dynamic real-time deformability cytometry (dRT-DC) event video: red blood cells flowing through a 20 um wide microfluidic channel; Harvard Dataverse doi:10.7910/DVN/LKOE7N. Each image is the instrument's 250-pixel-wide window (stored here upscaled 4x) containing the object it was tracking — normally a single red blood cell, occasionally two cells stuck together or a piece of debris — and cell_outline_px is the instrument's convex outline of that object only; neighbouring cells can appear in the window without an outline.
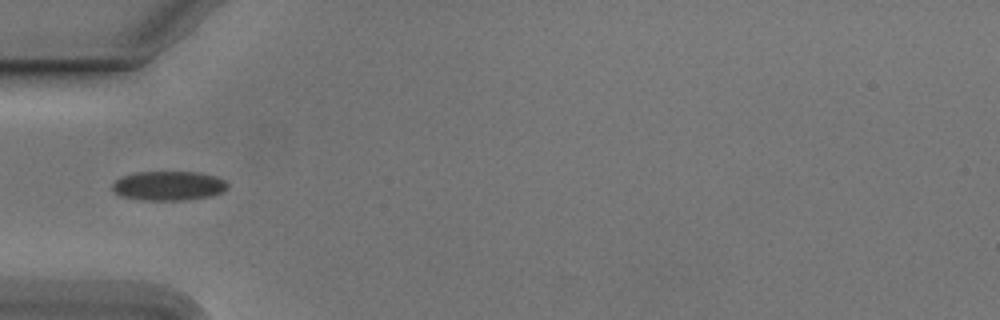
{"species": "Egyptian fruit bat (a non-hibernating species)", "species_latin": "Rousettus aegyptiacus", "temperature_condition": "cold", "stored_images_in_passage": 37, "camera_frame_rate_fps": 3000, "um_per_image_px": 0.085, "animal": {"sex": "male"}, "frame": {"image": 1, "passage_image": 1, "time_ms": 0.0, "image_size_px": [1000, 320], "cell_outline_px": [[228, 188], [224, 192], [212, 196], [188, 200], [140, 200], [120, 196], [112, 188], [112, 184], [116, 180], [124, 176], [136, 172], [200, 172], [216, 176], [224, 180], [228, 184]], "centroid_in_image_um": [14.37, 15.8], "position_along_channel_um": 70.6, "area_um2": 19.88}}
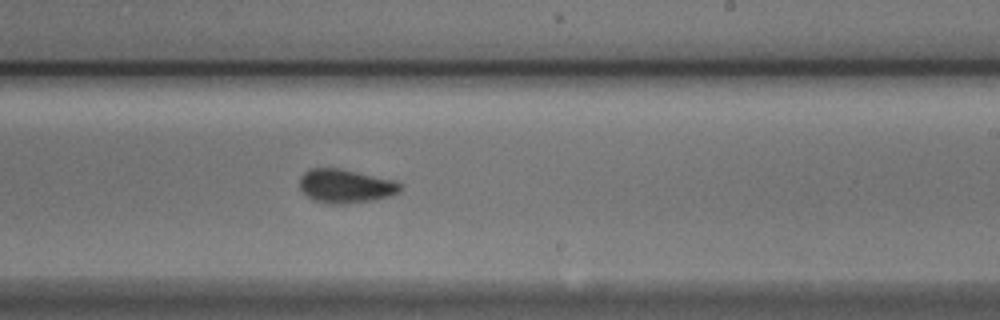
{"frame": {"image": 2, "passage_image": 16, "time_ms": 5.0, "image_size_px": [1000, 320], "cell_outline_px": [[400, 192], [376, 200], [344, 204], [324, 204], [308, 196], [300, 188], [300, 176], [308, 168], [340, 168], [396, 180], [400, 184]], "centroid_in_image_um": [29.37, 15.81], "position_along_channel_um": 259.6, "area_um2": 19.94}}
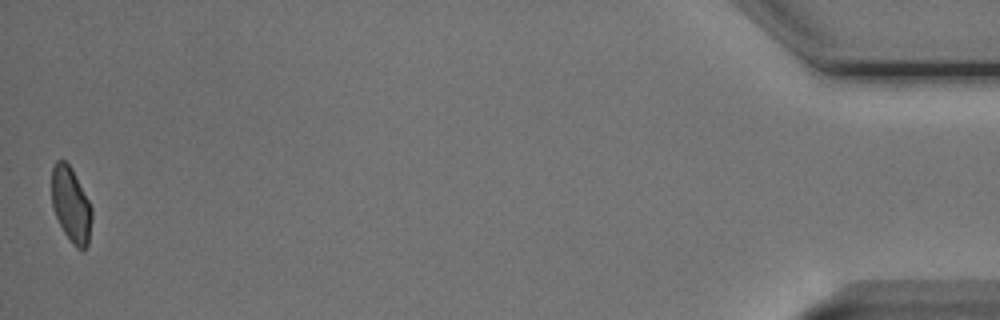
{"frame": {"image": 3, "passage_image": 37, "time_ms": 12.0, "image_size_px": [1000, 320], "cell_outline_px": [[92, 216], [88, 244], [84, 252], [80, 252], [72, 244], [64, 232], [56, 216], [52, 204], [52, 168], [56, 160], [64, 160], [72, 168], [92, 208]], "centroid_in_image_um": [6.04, 17.44], "position_along_channel_um": 429.2, "area_um2": 17.57}, "authors_computed_cell_mechanics": {"area_um2": 19.2474, "velocity_mm_per_s": 3.7778, "shape_relaxation_time_tau1_ms": 3.101, "shape_relaxation_time_tau2_ms": 1.905, "deformation_change_tau1": 0.0954, "deformation_change_tau2": 0.0407}}